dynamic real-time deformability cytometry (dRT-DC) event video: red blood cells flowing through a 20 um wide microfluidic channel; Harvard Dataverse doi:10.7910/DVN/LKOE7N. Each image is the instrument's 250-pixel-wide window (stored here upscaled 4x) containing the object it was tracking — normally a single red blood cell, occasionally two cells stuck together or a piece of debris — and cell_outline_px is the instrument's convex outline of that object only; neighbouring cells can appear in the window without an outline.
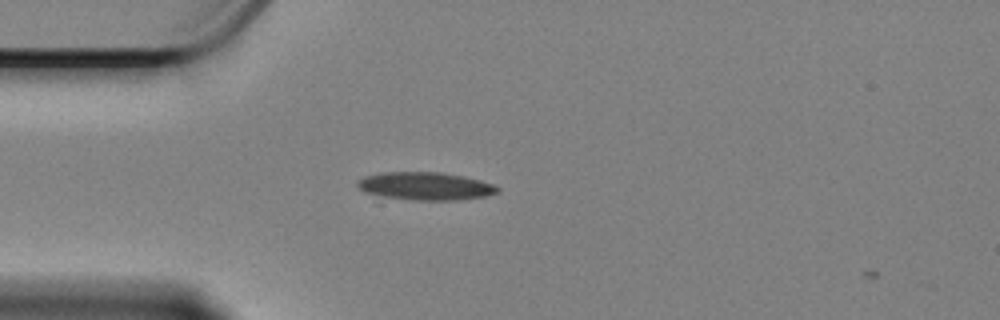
{"species": "Egyptian fruit bat (a non-hibernating species)", "species_latin": "Rousettus aegyptiacus", "temperature_condition": "cold", "stored_images_in_passage": 45, "camera_frame_rate_fps": 3000, "um_per_image_px": 0.085, "animal": {"sex": "female"}, "frame": {"image": 1, "passage_image": 4, "time_ms": 1.0, "image_size_px": [1000, 320], "cell_outline_px": [[500, 192], [484, 196], [452, 200], [416, 200], [384, 196], [364, 192], [356, 184], [356, 180], [364, 176], [380, 172], [440, 172], [464, 176], [480, 180], [492, 184], [500, 188]], "centroid_in_image_um": [36.14, 15.8], "position_along_channel_um": 48.9, "area_um2": 22.66}}
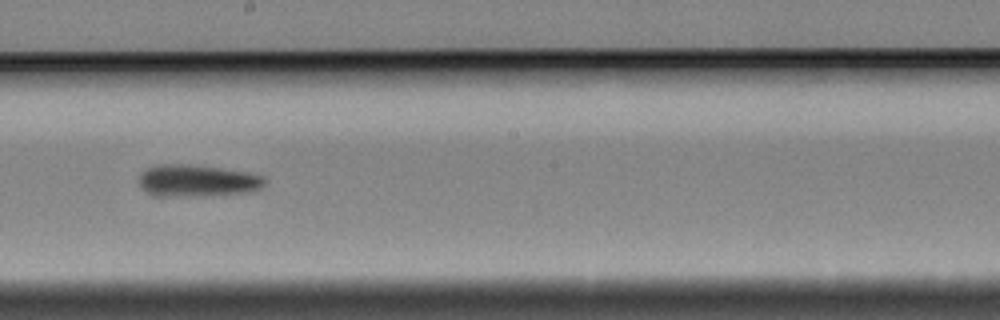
{"frame": {"image": 2, "passage_image": 21, "time_ms": 6.667, "image_size_px": [1000, 320], "cell_outline_px": [[264, 184], [256, 192], [204, 196], [152, 196], [140, 184], [140, 176], [148, 168], [160, 164], [188, 164], [244, 172], [260, 176], [264, 180]], "centroid_in_image_um": [16.77, 15.39], "position_along_channel_um": 231.4, "area_um2": 23.12}}
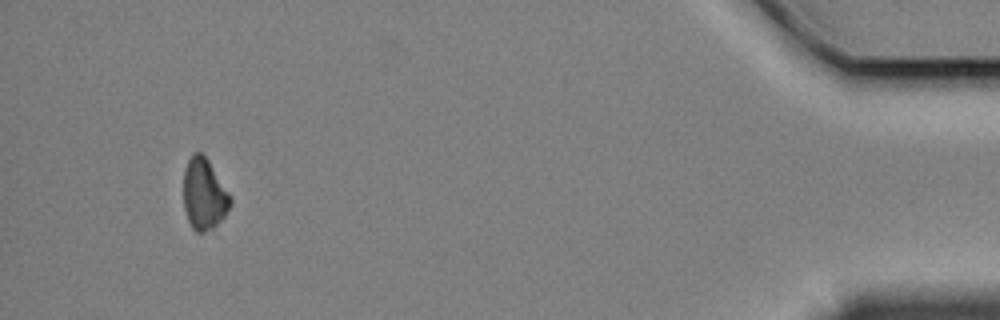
{"frame": {"image": 3, "passage_image": 44, "time_ms": 14.333, "image_size_px": [1000, 320], "cell_outline_px": [[232, 200], [224, 216], [212, 228], [204, 232], [196, 232], [192, 228], [188, 220], [184, 208], [184, 168], [192, 152], [200, 152], [208, 160]], "centroid_in_image_um": [17.31, 16.5], "position_along_channel_um": 417.9, "area_um2": 19.02}}